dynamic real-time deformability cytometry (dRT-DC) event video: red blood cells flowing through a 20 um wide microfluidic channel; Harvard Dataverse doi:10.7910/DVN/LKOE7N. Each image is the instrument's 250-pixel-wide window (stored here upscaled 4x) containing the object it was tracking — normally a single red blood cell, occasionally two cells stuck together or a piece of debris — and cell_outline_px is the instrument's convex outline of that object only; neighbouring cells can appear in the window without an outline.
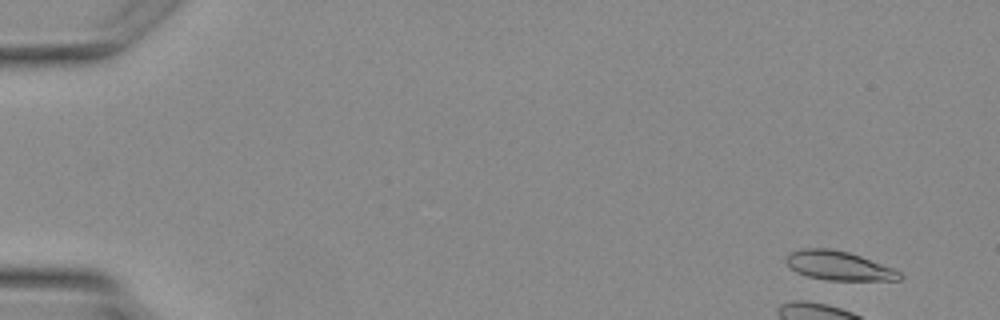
{"species": "Egyptian fruit bat (a non-hibernating species)", "species_latin": "Rousettus aegyptiacus", "temperature_condition": "warm", "stored_images_in_passage": 5, "camera_frame_rate_fps": 3000, "um_per_image_px": 0.085, "animal": {"sex": "female"}, "frame": {"image": 1, "passage_image": 1, "time_ms": 0.0, "image_size_px": [1000, 320], "cell_outline_px": [[904, 276], [900, 280], [828, 280], [808, 276], [796, 272], [784, 260], [784, 256], [788, 252], [804, 248], [832, 248], [848, 252], [860, 256], [892, 268], [900, 272]], "centroid_in_image_um": [71.25, 22.57], "position_along_channel_um": 13.7, "area_um2": 19.25}}